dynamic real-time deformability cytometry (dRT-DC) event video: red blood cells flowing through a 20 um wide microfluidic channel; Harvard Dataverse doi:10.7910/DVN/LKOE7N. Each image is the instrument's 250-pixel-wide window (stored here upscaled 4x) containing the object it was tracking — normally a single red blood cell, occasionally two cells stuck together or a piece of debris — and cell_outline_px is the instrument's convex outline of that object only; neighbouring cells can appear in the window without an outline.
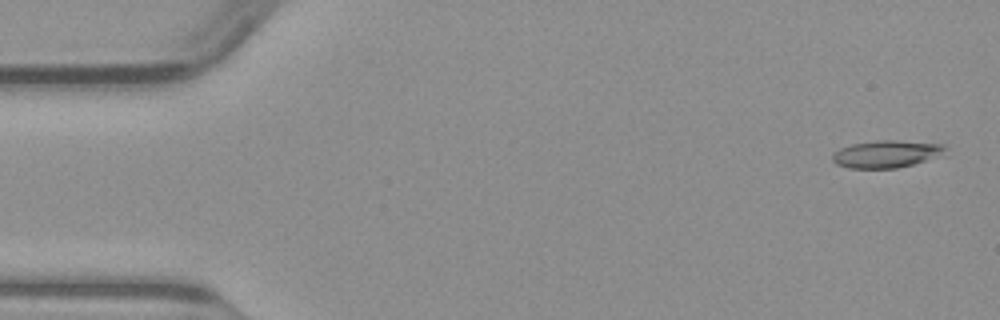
{"species": "common noctule bat (a hibernating species)", "species_latin": "Nyctalus noctula", "temperature_condition": "warm", "stored_images_in_passage": 50, "camera_frame_rate_fps": 3000, "um_per_image_px": 0.085, "animal": {"sex": "male", "body_mass_g": 23.1, "forearm_length_mm": 52.7}, "frame": {"image": 1, "passage_image": 2, "time_ms": 0.333, "image_size_px": [1000, 320], "cell_outline_px": [[948, 148], [924, 160], [912, 164], [896, 168], [848, 168], [836, 164], [832, 160], [832, 152], [840, 148], [852, 144], [876, 140], [896, 140], [948, 144]], "centroid_in_image_um": [75.26, 13.07], "position_along_channel_um": 9.7, "area_um2": 17.74}}
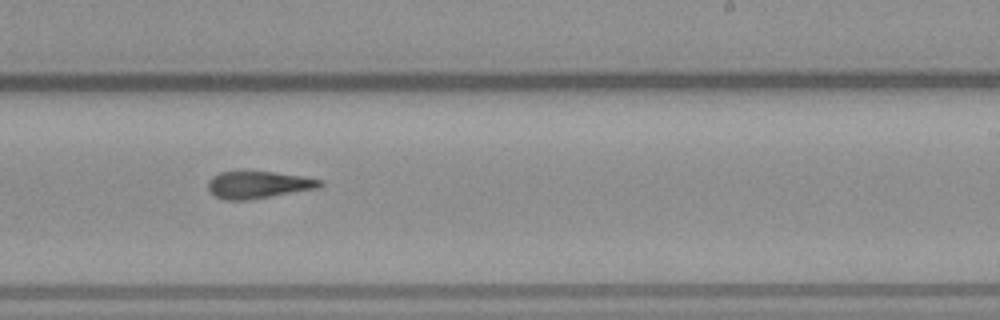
{"frame": {"image": 2, "passage_image": 30, "time_ms": 9.667, "image_size_px": [1000, 320], "cell_outline_px": [[324, 184], [320, 188], [248, 200], [224, 200], [216, 196], [208, 188], [208, 180], [212, 176], [220, 172], [272, 172], [304, 176], [324, 180]], "centroid_in_image_um": [22.01, 15.71], "position_along_channel_um": 267.0, "area_um2": 17.74}}
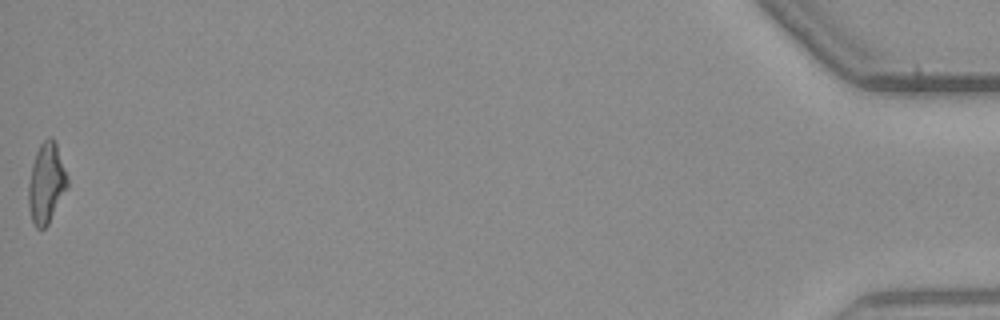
{"frame": {"image": 3, "passage_image": 50, "time_ms": 16.333, "image_size_px": [1000, 320], "cell_outline_px": [[68, 188], [48, 224], [44, 228], [36, 228], [32, 220], [28, 204], [28, 184], [32, 164], [36, 152], [40, 144], [48, 136], [52, 136], [56, 144], [68, 176]], "centroid_in_image_um": [3.94, 15.56], "position_along_channel_um": 431.3, "area_um2": 18.26}}